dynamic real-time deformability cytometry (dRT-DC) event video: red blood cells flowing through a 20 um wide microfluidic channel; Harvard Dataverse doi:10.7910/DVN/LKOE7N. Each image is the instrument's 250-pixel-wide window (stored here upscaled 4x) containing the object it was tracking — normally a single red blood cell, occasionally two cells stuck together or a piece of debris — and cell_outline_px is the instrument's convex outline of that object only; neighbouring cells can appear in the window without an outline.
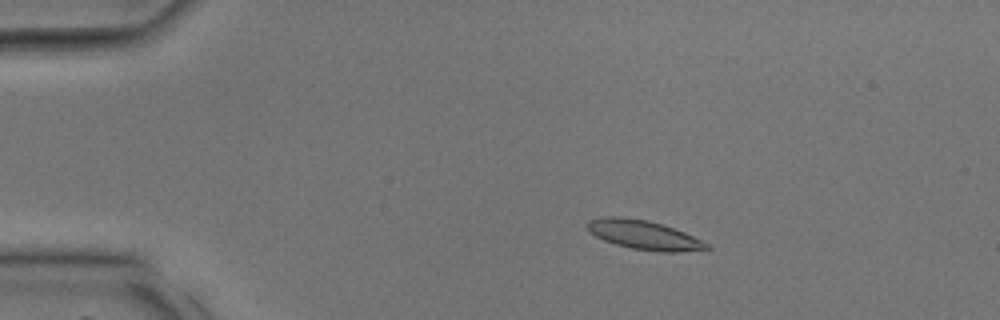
{"species": "common noctule bat (a hibernating species)", "species_latin": "Nyctalus noctula", "temperature_condition": "room temperature", "stored_images_in_passage": 39, "camera_frame_rate_fps": 3000, "um_per_image_px": 0.085, "animal": {"sex": "male", "body_mass_g": 17.9, "forearm_length_mm": 54.2}, "frame": {"image": 1, "passage_image": 8, "time_ms": 2.333, "image_size_px": [1000, 320], "cell_outline_px": [[712, 248], [676, 252], [660, 252], [632, 248], [616, 244], [604, 240], [596, 236], [588, 228], [588, 220], [604, 216], [620, 216], [648, 220], [684, 232], [708, 244]], "centroid_in_image_um": [54.71, 19.96], "position_along_channel_um": 30.3, "area_um2": 19.88}}
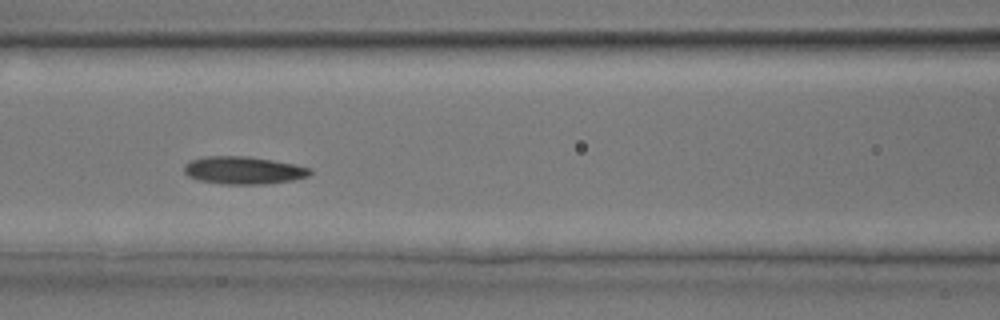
{"frame": {"image": 2, "passage_image": 18, "time_ms": 5.667, "image_size_px": [1000, 320], "cell_outline_px": [[312, 172], [308, 176], [292, 180], [264, 184], [224, 184], [200, 180], [188, 176], [184, 172], [184, 164], [192, 160], [204, 156], [248, 156], [272, 160], [312, 168]], "centroid_in_image_um": [20.69, 14.47], "position_along_channel_um": 145.9, "area_um2": 20.17}}
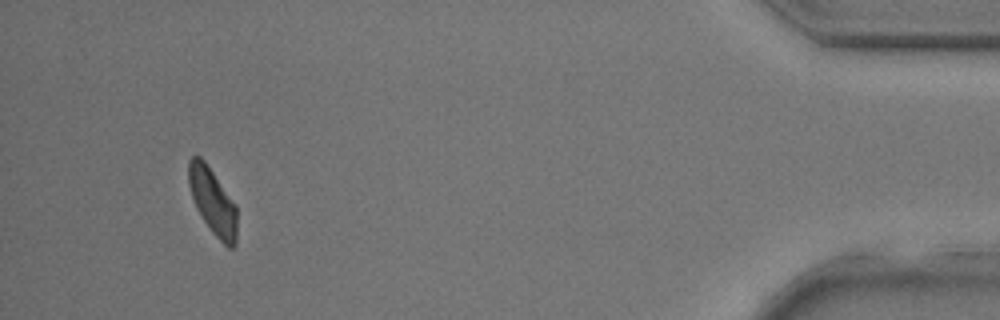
{"frame": {"image": 3, "passage_image": 37, "time_ms": 12.0, "image_size_px": [1000, 320], "cell_outline_px": [[236, 244], [232, 248], [228, 248], [212, 232], [200, 216], [196, 208], [188, 184], [188, 160], [192, 156], [200, 156], [204, 160], [236, 204]], "centroid_in_image_um": [18.07, 17.11], "position_along_channel_um": 417.1, "area_um2": 18.67}}